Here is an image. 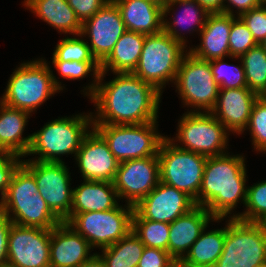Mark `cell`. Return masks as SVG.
Returning <instances> with one entry per match:
<instances>
[{
  "label": "cell",
  "mask_w": 266,
  "mask_h": 267,
  "mask_svg": "<svg viewBox=\"0 0 266 267\" xmlns=\"http://www.w3.org/2000/svg\"><path fill=\"white\" fill-rule=\"evenodd\" d=\"M102 82L100 74L94 94L89 98L96 107L93 125H135L157 121L162 93L153 85L130 73H114Z\"/></svg>",
  "instance_id": "1"
},
{
  "label": "cell",
  "mask_w": 266,
  "mask_h": 267,
  "mask_svg": "<svg viewBox=\"0 0 266 267\" xmlns=\"http://www.w3.org/2000/svg\"><path fill=\"white\" fill-rule=\"evenodd\" d=\"M245 159L243 154L230 155V152L207 157L198 205L215 218H232L239 202L245 207L248 178Z\"/></svg>",
  "instance_id": "2"
},
{
  "label": "cell",
  "mask_w": 266,
  "mask_h": 267,
  "mask_svg": "<svg viewBox=\"0 0 266 267\" xmlns=\"http://www.w3.org/2000/svg\"><path fill=\"white\" fill-rule=\"evenodd\" d=\"M49 65L43 57L23 61L10 75L0 102L34 114L39 106L65 89Z\"/></svg>",
  "instance_id": "3"
},
{
  "label": "cell",
  "mask_w": 266,
  "mask_h": 267,
  "mask_svg": "<svg viewBox=\"0 0 266 267\" xmlns=\"http://www.w3.org/2000/svg\"><path fill=\"white\" fill-rule=\"evenodd\" d=\"M2 209L19 226L52 229L62 222L40 196L34 175L22 163L2 196Z\"/></svg>",
  "instance_id": "4"
},
{
  "label": "cell",
  "mask_w": 266,
  "mask_h": 267,
  "mask_svg": "<svg viewBox=\"0 0 266 267\" xmlns=\"http://www.w3.org/2000/svg\"><path fill=\"white\" fill-rule=\"evenodd\" d=\"M92 128L91 112L58 117L49 121L40 130L31 134L30 147L25 157L38 156L22 160L63 162V155L76 156L83 139Z\"/></svg>",
  "instance_id": "5"
},
{
  "label": "cell",
  "mask_w": 266,
  "mask_h": 267,
  "mask_svg": "<svg viewBox=\"0 0 266 267\" xmlns=\"http://www.w3.org/2000/svg\"><path fill=\"white\" fill-rule=\"evenodd\" d=\"M187 52L186 47L164 31L146 35L141 56L132 73L163 93L169 81L174 83L180 62Z\"/></svg>",
  "instance_id": "6"
},
{
  "label": "cell",
  "mask_w": 266,
  "mask_h": 267,
  "mask_svg": "<svg viewBox=\"0 0 266 267\" xmlns=\"http://www.w3.org/2000/svg\"><path fill=\"white\" fill-rule=\"evenodd\" d=\"M176 131L175 137H166L180 149L206 157L229 152L227 146L229 135L232 133H229L210 112H185L178 121Z\"/></svg>",
  "instance_id": "7"
},
{
  "label": "cell",
  "mask_w": 266,
  "mask_h": 267,
  "mask_svg": "<svg viewBox=\"0 0 266 267\" xmlns=\"http://www.w3.org/2000/svg\"><path fill=\"white\" fill-rule=\"evenodd\" d=\"M223 251L214 267H256L266 262V232L262 223L227 218Z\"/></svg>",
  "instance_id": "8"
},
{
  "label": "cell",
  "mask_w": 266,
  "mask_h": 267,
  "mask_svg": "<svg viewBox=\"0 0 266 267\" xmlns=\"http://www.w3.org/2000/svg\"><path fill=\"white\" fill-rule=\"evenodd\" d=\"M126 206V207H125ZM134 207L120 203L111 210L70 213L65 221L81 234L93 249H104L118 242L132 230Z\"/></svg>",
  "instance_id": "9"
},
{
  "label": "cell",
  "mask_w": 266,
  "mask_h": 267,
  "mask_svg": "<svg viewBox=\"0 0 266 267\" xmlns=\"http://www.w3.org/2000/svg\"><path fill=\"white\" fill-rule=\"evenodd\" d=\"M184 107L188 112H211L218 99L219 85L215 82L210 61H204L187 52L174 81ZM202 110V111H201Z\"/></svg>",
  "instance_id": "10"
},
{
  "label": "cell",
  "mask_w": 266,
  "mask_h": 267,
  "mask_svg": "<svg viewBox=\"0 0 266 267\" xmlns=\"http://www.w3.org/2000/svg\"><path fill=\"white\" fill-rule=\"evenodd\" d=\"M160 181L189 195L198 205L207 157L176 147L165 137L158 150Z\"/></svg>",
  "instance_id": "11"
},
{
  "label": "cell",
  "mask_w": 266,
  "mask_h": 267,
  "mask_svg": "<svg viewBox=\"0 0 266 267\" xmlns=\"http://www.w3.org/2000/svg\"><path fill=\"white\" fill-rule=\"evenodd\" d=\"M158 121L135 125H93L120 162L158 154L166 137L159 133Z\"/></svg>",
  "instance_id": "12"
},
{
  "label": "cell",
  "mask_w": 266,
  "mask_h": 267,
  "mask_svg": "<svg viewBox=\"0 0 266 267\" xmlns=\"http://www.w3.org/2000/svg\"><path fill=\"white\" fill-rule=\"evenodd\" d=\"M34 175L40 196L50 210L62 221L70 217L73 188L69 167L65 162L21 161ZM68 167V168H67Z\"/></svg>",
  "instance_id": "13"
},
{
  "label": "cell",
  "mask_w": 266,
  "mask_h": 267,
  "mask_svg": "<svg viewBox=\"0 0 266 267\" xmlns=\"http://www.w3.org/2000/svg\"><path fill=\"white\" fill-rule=\"evenodd\" d=\"M159 159L149 156L140 159H131L119 163L113 185L119 200L136 206L159 183Z\"/></svg>",
  "instance_id": "14"
},
{
  "label": "cell",
  "mask_w": 266,
  "mask_h": 267,
  "mask_svg": "<svg viewBox=\"0 0 266 267\" xmlns=\"http://www.w3.org/2000/svg\"><path fill=\"white\" fill-rule=\"evenodd\" d=\"M51 229L12 224L7 264L14 267H50Z\"/></svg>",
  "instance_id": "15"
},
{
  "label": "cell",
  "mask_w": 266,
  "mask_h": 267,
  "mask_svg": "<svg viewBox=\"0 0 266 267\" xmlns=\"http://www.w3.org/2000/svg\"><path fill=\"white\" fill-rule=\"evenodd\" d=\"M196 206L186 193L159 181L158 185L136 206L132 219L171 223Z\"/></svg>",
  "instance_id": "16"
},
{
  "label": "cell",
  "mask_w": 266,
  "mask_h": 267,
  "mask_svg": "<svg viewBox=\"0 0 266 267\" xmlns=\"http://www.w3.org/2000/svg\"><path fill=\"white\" fill-rule=\"evenodd\" d=\"M125 31L126 27L120 11L110 0L91 18L82 23L81 35L89 39L90 50L96 60L101 63Z\"/></svg>",
  "instance_id": "17"
},
{
  "label": "cell",
  "mask_w": 266,
  "mask_h": 267,
  "mask_svg": "<svg viewBox=\"0 0 266 267\" xmlns=\"http://www.w3.org/2000/svg\"><path fill=\"white\" fill-rule=\"evenodd\" d=\"M74 158L83 180L114 181L119 161L94 128L85 136Z\"/></svg>",
  "instance_id": "18"
},
{
  "label": "cell",
  "mask_w": 266,
  "mask_h": 267,
  "mask_svg": "<svg viewBox=\"0 0 266 267\" xmlns=\"http://www.w3.org/2000/svg\"><path fill=\"white\" fill-rule=\"evenodd\" d=\"M259 95L248 87L219 88L218 99L214 109L210 112L233 135L244 133L254 103Z\"/></svg>",
  "instance_id": "19"
},
{
  "label": "cell",
  "mask_w": 266,
  "mask_h": 267,
  "mask_svg": "<svg viewBox=\"0 0 266 267\" xmlns=\"http://www.w3.org/2000/svg\"><path fill=\"white\" fill-rule=\"evenodd\" d=\"M205 207L196 205L169 224L168 252L180 262L210 222L220 223Z\"/></svg>",
  "instance_id": "20"
},
{
  "label": "cell",
  "mask_w": 266,
  "mask_h": 267,
  "mask_svg": "<svg viewBox=\"0 0 266 267\" xmlns=\"http://www.w3.org/2000/svg\"><path fill=\"white\" fill-rule=\"evenodd\" d=\"M90 243L66 222L51 229L50 267H77L94 254Z\"/></svg>",
  "instance_id": "21"
},
{
  "label": "cell",
  "mask_w": 266,
  "mask_h": 267,
  "mask_svg": "<svg viewBox=\"0 0 266 267\" xmlns=\"http://www.w3.org/2000/svg\"><path fill=\"white\" fill-rule=\"evenodd\" d=\"M236 17L224 13H210L199 33L200 44L194 46L195 48L189 45L188 52L204 61L225 57L235 60L236 57H230L229 35L232 22Z\"/></svg>",
  "instance_id": "22"
},
{
  "label": "cell",
  "mask_w": 266,
  "mask_h": 267,
  "mask_svg": "<svg viewBox=\"0 0 266 267\" xmlns=\"http://www.w3.org/2000/svg\"><path fill=\"white\" fill-rule=\"evenodd\" d=\"M177 6L183 8V13L179 11L181 14H179V12L176 14L177 12H175L176 10L174 7L177 9ZM170 12L172 13L171 15ZM209 14L210 13L196 0L169 2L163 8V31L188 49L189 47L186 42L189 41H187L185 33L181 32V28L184 32L186 31L185 29H187L189 34L194 32L198 34V32L200 33L203 29ZM167 15L172 16L169 20L173 21H168Z\"/></svg>",
  "instance_id": "23"
},
{
  "label": "cell",
  "mask_w": 266,
  "mask_h": 267,
  "mask_svg": "<svg viewBox=\"0 0 266 267\" xmlns=\"http://www.w3.org/2000/svg\"><path fill=\"white\" fill-rule=\"evenodd\" d=\"M127 31L154 35L163 31V8L149 0H112Z\"/></svg>",
  "instance_id": "24"
},
{
  "label": "cell",
  "mask_w": 266,
  "mask_h": 267,
  "mask_svg": "<svg viewBox=\"0 0 266 267\" xmlns=\"http://www.w3.org/2000/svg\"><path fill=\"white\" fill-rule=\"evenodd\" d=\"M30 113L8 107L0 102V152L25 158L31 134L22 136Z\"/></svg>",
  "instance_id": "25"
},
{
  "label": "cell",
  "mask_w": 266,
  "mask_h": 267,
  "mask_svg": "<svg viewBox=\"0 0 266 267\" xmlns=\"http://www.w3.org/2000/svg\"><path fill=\"white\" fill-rule=\"evenodd\" d=\"M73 188L70 213L106 211L119 204V198L113 182L83 180Z\"/></svg>",
  "instance_id": "26"
},
{
  "label": "cell",
  "mask_w": 266,
  "mask_h": 267,
  "mask_svg": "<svg viewBox=\"0 0 266 267\" xmlns=\"http://www.w3.org/2000/svg\"><path fill=\"white\" fill-rule=\"evenodd\" d=\"M22 3L27 10L54 27L60 34H81L82 23L67 0H24Z\"/></svg>",
  "instance_id": "27"
},
{
  "label": "cell",
  "mask_w": 266,
  "mask_h": 267,
  "mask_svg": "<svg viewBox=\"0 0 266 267\" xmlns=\"http://www.w3.org/2000/svg\"><path fill=\"white\" fill-rule=\"evenodd\" d=\"M145 34L125 31L110 54L100 63V74L133 72L144 46Z\"/></svg>",
  "instance_id": "28"
},
{
  "label": "cell",
  "mask_w": 266,
  "mask_h": 267,
  "mask_svg": "<svg viewBox=\"0 0 266 267\" xmlns=\"http://www.w3.org/2000/svg\"><path fill=\"white\" fill-rule=\"evenodd\" d=\"M202 231L198 239L193 243L189 252L180 261L185 267H214L219 259L224 246L225 227Z\"/></svg>",
  "instance_id": "29"
},
{
  "label": "cell",
  "mask_w": 266,
  "mask_h": 267,
  "mask_svg": "<svg viewBox=\"0 0 266 267\" xmlns=\"http://www.w3.org/2000/svg\"><path fill=\"white\" fill-rule=\"evenodd\" d=\"M145 245L131 230L118 242L97 252L104 260L106 267H137Z\"/></svg>",
  "instance_id": "30"
},
{
  "label": "cell",
  "mask_w": 266,
  "mask_h": 267,
  "mask_svg": "<svg viewBox=\"0 0 266 267\" xmlns=\"http://www.w3.org/2000/svg\"><path fill=\"white\" fill-rule=\"evenodd\" d=\"M241 59L247 87L259 96L266 92V52L260 44L248 50Z\"/></svg>",
  "instance_id": "31"
},
{
  "label": "cell",
  "mask_w": 266,
  "mask_h": 267,
  "mask_svg": "<svg viewBox=\"0 0 266 267\" xmlns=\"http://www.w3.org/2000/svg\"><path fill=\"white\" fill-rule=\"evenodd\" d=\"M52 65H54V68L56 71H58V74L63 79L67 80L84 79L85 77L93 75V81L86 85V87L84 86V89L81 91L83 92L82 94L88 98L94 94L101 73L100 63L98 61H52Z\"/></svg>",
  "instance_id": "32"
},
{
  "label": "cell",
  "mask_w": 266,
  "mask_h": 267,
  "mask_svg": "<svg viewBox=\"0 0 266 267\" xmlns=\"http://www.w3.org/2000/svg\"><path fill=\"white\" fill-rule=\"evenodd\" d=\"M132 231L145 247L168 251L169 223L148 219H132Z\"/></svg>",
  "instance_id": "33"
},
{
  "label": "cell",
  "mask_w": 266,
  "mask_h": 267,
  "mask_svg": "<svg viewBox=\"0 0 266 267\" xmlns=\"http://www.w3.org/2000/svg\"><path fill=\"white\" fill-rule=\"evenodd\" d=\"M53 51L52 61H97L81 34L62 38Z\"/></svg>",
  "instance_id": "34"
},
{
  "label": "cell",
  "mask_w": 266,
  "mask_h": 267,
  "mask_svg": "<svg viewBox=\"0 0 266 267\" xmlns=\"http://www.w3.org/2000/svg\"><path fill=\"white\" fill-rule=\"evenodd\" d=\"M245 207L244 212H235L232 218L256 223H261L266 218V180L247 187Z\"/></svg>",
  "instance_id": "35"
},
{
  "label": "cell",
  "mask_w": 266,
  "mask_h": 267,
  "mask_svg": "<svg viewBox=\"0 0 266 267\" xmlns=\"http://www.w3.org/2000/svg\"><path fill=\"white\" fill-rule=\"evenodd\" d=\"M224 59L225 58H220L210 61V68L219 88L230 89L247 87L245 71L241 59L239 60V66L226 63Z\"/></svg>",
  "instance_id": "36"
},
{
  "label": "cell",
  "mask_w": 266,
  "mask_h": 267,
  "mask_svg": "<svg viewBox=\"0 0 266 267\" xmlns=\"http://www.w3.org/2000/svg\"><path fill=\"white\" fill-rule=\"evenodd\" d=\"M245 130L250 131L254 150L266 154V100L262 96L254 103Z\"/></svg>",
  "instance_id": "37"
},
{
  "label": "cell",
  "mask_w": 266,
  "mask_h": 267,
  "mask_svg": "<svg viewBox=\"0 0 266 267\" xmlns=\"http://www.w3.org/2000/svg\"><path fill=\"white\" fill-rule=\"evenodd\" d=\"M257 44L243 20L236 17L232 22L229 35L230 57H236V60H239L242 55Z\"/></svg>",
  "instance_id": "38"
},
{
  "label": "cell",
  "mask_w": 266,
  "mask_h": 267,
  "mask_svg": "<svg viewBox=\"0 0 266 267\" xmlns=\"http://www.w3.org/2000/svg\"><path fill=\"white\" fill-rule=\"evenodd\" d=\"M239 17L258 44L266 38V3L242 13Z\"/></svg>",
  "instance_id": "39"
},
{
  "label": "cell",
  "mask_w": 266,
  "mask_h": 267,
  "mask_svg": "<svg viewBox=\"0 0 266 267\" xmlns=\"http://www.w3.org/2000/svg\"><path fill=\"white\" fill-rule=\"evenodd\" d=\"M176 263L168 251L145 247L137 267H173Z\"/></svg>",
  "instance_id": "40"
},
{
  "label": "cell",
  "mask_w": 266,
  "mask_h": 267,
  "mask_svg": "<svg viewBox=\"0 0 266 267\" xmlns=\"http://www.w3.org/2000/svg\"><path fill=\"white\" fill-rule=\"evenodd\" d=\"M110 0H67L76 17L83 23L91 18Z\"/></svg>",
  "instance_id": "41"
},
{
  "label": "cell",
  "mask_w": 266,
  "mask_h": 267,
  "mask_svg": "<svg viewBox=\"0 0 266 267\" xmlns=\"http://www.w3.org/2000/svg\"><path fill=\"white\" fill-rule=\"evenodd\" d=\"M21 157L0 152V195L5 194L11 176L17 166L21 163Z\"/></svg>",
  "instance_id": "42"
},
{
  "label": "cell",
  "mask_w": 266,
  "mask_h": 267,
  "mask_svg": "<svg viewBox=\"0 0 266 267\" xmlns=\"http://www.w3.org/2000/svg\"><path fill=\"white\" fill-rule=\"evenodd\" d=\"M263 3L264 2L262 0H224L223 13L233 16L236 15L237 17H239L242 13L259 7ZM234 8H236L237 11L235 10L234 12Z\"/></svg>",
  "instance_id": "43"
},
{
  "label": "cell",
  "mask_w": 266,
  "mask_h": 267,
  "mask_svg": "<svg viewBox=\"0 0 266 267\" xmlns=\"http://www.w3.org/2000/svg\"><path fill=\"white\" fill-rule=\"evenodd\" d=\"M12 224V221L5 213L0 215V266L7 264L8 237Z\"/></svg>",
  "instance_id": "44"
},
{
  "label": "cell",
  "mask_w": 266,
  "mask_h": 267,
  "mask_svg": "<svg viewBox=\"0 0 266 267\" xmlns=\"http://www.w3.org/2000/svg\"><path fill=\"white\" fill-rule=\"evenodd\" d=\"M209 13H223L224 0H196Z\"/></svg>",
  "instance_id": "45"
},
{
  "label": "cell",
  "mask_w": 266,
  "mask_h": 267,
  "mask_svg": "<svg viewBox=\"0 0 266 267\" xmlns=\"http://www.w3.org/2000/svg\"><path fill=\"white\" fill-rule=\"evenodd\" d=\"M77 267H106V264L102 257L96 251V253L90 259L81 263Z\"/></svg>",
  "instance_id": "46"
},
{
  "label": "cell",
  "mask_w": 266,
  "mask_h": 267,
  "mask_svg": "<svg viewBox=\"0 0 266 267\" xmlns=\"http://www.w3.org/2000/svg\"><path fill=\"white\" fill-rule=\"evenodd\" d=\"M149 1L154 2L155 4L161 6L162 8H164L169 3V0H149Z\"/></svg>",
  "instance_id": "47"
},
{
  "label": "cell",
  "mask_w": 266,
  "mask_h": 267,
  "mask_svg": "<svg viewBox=\"0 0 266 267\" xmlns=\"http://www.w3.org/2000/svg\"><path fill=\"white\" fill-rule=\"evenodd\" d=\"M259 44L263 47V49L266 52V38L262 42H260Z\"/></svg>",
  "instance_id": "48"
},
{
  "label": "cell",
  "mask_w": 266,
  "mask_h": 267,
  "mask_svg": "<svg viewBox=\"0 0 266 267\" xmlns=\"http://www.w3.org/2000/svg\"><path fill=\"white\" fill-rule=\"evenodd\" d=\"M3 213V209H2V197H0V215Z\"/></svg>",
  "instance_id": "49"
},
{
  "label": "cell",
  "mask_w": 266,
  "mask_h": 267,
  "mask_svg": "<svg viewBox=\"0 0 266 267\" xmlns=\"http://www.w3.org/2000/svg\"><path fill=\"white\" fill-rule=\"evenodd\" d=\"M173 267H185L180 262H177Z\"/></svg>",
  "instance_id": "50"
},
{
  "label": "cell",
  "mask_w": 266,
  "mask_h": 267,
  "mask_svg": "<svg viewBox=\"0 0 266 267\" xmlns=\"http://www.w3.org/2000/svg\"><path fill=\"white\" fill-rule=\"evenodd\" d=\"M263 227L265 228V232H266V218L261 222Z\"/></svg>",
  "instance_id": "51"
},
{
  "label": "cell",
  "mask_w": 266,
  "mask_h": 267,
  "mask_svg": "<svg viewBox=\"0 0 266 267\" xmlns=\"http://www.w3.org/2000/svg\"><path fill=\"white\" fill-rule=\"evenodd\" d=\"M256 267H266V262L260 264V265H257Z\"/></svg>",
  "instance_id": "52"
},
{
  "label": "cell",
  "mask_w": 266,
  "mask_h": 267,
  "mask_svg": "<svg viewBox=\"0 0 266 267\" xmlns=\"http://www.w3.org/2000/svg\"><path fill=\"white\" fill-rule=\"evenodd\" d=\"M0 267H14V266L6 264V265L0 266Z\"/></svg>",
  "instance_id": "53"
},
{
  "label": "cell",
  "mask_w": 266,
  "mask_h": 267,
  "mask_svg": "<svg viewBox=\"0 0 266 267\" xmlns=\"http://www.w3.org/2000/svg\"><path fill=\"white\" fill-rule=\"evenodd\" d=\"M185 1V0H169V2Z\"/></svg>",
  "instance_id": "54"
},
{
  "label": "cell",
  "mask_w": 266,
  "mask_h": 267,
  "mask_svg": "<svg viewBox=\"0 0 266 267\" xmlns=\"http://www.w3.org/2000/svg\"><path fill=\"white\" fill-rule=\"evenodd\" d=\"M262 97L266 100V92L262 95Z\"/></svg>",
  "instance_id": "55"
}]
</instances>
